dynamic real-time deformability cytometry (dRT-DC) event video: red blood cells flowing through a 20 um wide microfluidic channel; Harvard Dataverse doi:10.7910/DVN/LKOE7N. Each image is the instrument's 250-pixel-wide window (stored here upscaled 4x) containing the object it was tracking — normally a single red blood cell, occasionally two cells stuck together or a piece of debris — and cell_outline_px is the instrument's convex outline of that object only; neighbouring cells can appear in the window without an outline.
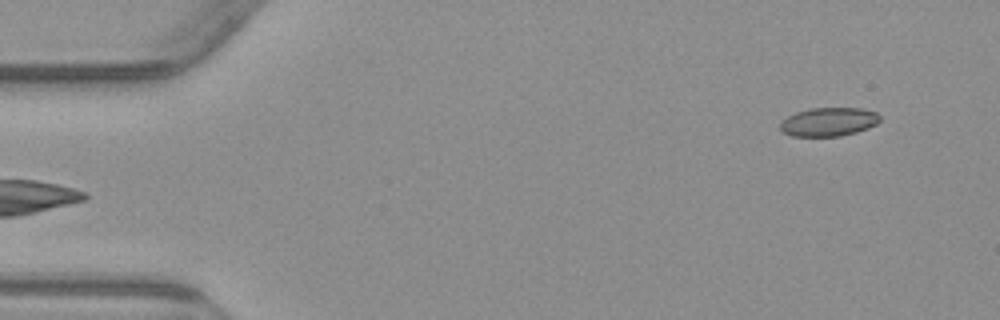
{"species": "common noctule bat (a hibernating species)", "species_latin": "Nyctalus noctula", "temperature_condition": "warm", "stored_images_in_passage": 5, "camera_frame_rate_fps": 3000, "um_per_image_px": 0.085, "animal": {"sex": "male", "body_mass_g": 23.1, "forearm_length_mm": 52.7}, "frame": {"image": 1, "passage_image": 5, "time_ms": 5.667, "image_size_px": [1000, 320], "cell_outline_px": [[880, 120], [876, 124], [868, 128], [856, 132], [840, 136], [792, 136], [784, 132], [780, 128], [780, 120], [796, 112], [808, 108], [860, 108], [876, 112], [880, 116]], "centroid_in_image_um": [70.42, 10.35], "position_along_channel_um": 14.6, "area_um2": 16.7}}